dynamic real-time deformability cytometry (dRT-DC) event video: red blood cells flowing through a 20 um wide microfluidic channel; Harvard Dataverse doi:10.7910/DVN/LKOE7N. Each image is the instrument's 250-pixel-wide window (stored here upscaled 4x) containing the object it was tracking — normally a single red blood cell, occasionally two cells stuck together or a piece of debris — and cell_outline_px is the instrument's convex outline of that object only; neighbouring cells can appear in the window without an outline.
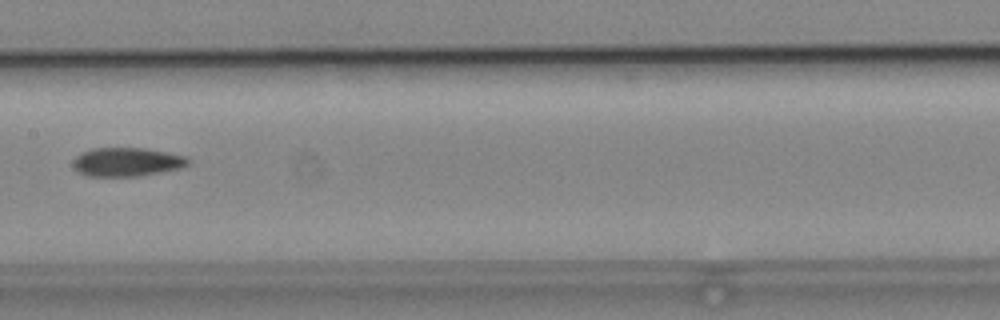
{"species": "common noctule bat (a hibernating species)", "species_latin": "Nyctalus noctula", "temperature_condition": "cold", "stored_images_in_passage": 8, "camera_frame_rate_fps": 3000, "um_per_image_px": 0.085, "animal": {"sex": "male", "body_mass_g": 19.2, "forearm_length_mm": 51.8}, "frame": {"image": 1, "passage_image": 7, "time_ms": 2.0, "image_size_px": [1000, 320], "cell_outline_px": [[192, 160], [188, 164], [180, 168], [160, 172], [136, 176], [88, 176], [80, 172], [72, 164], [72, 160], [80, 152], [92, 148], [144, 148], [168, 152], [188, 156]], "centroid_in_image_um": [10.8, 13.75], "position_along_channel_um": 196.6, "area_um2": 19.36}}
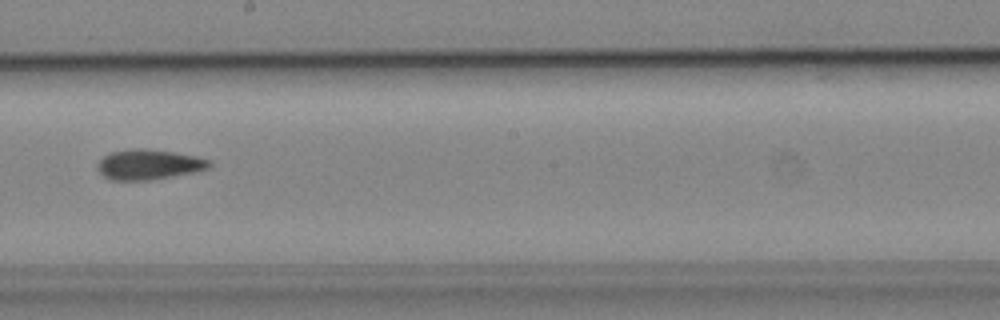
{"frame": {"image": 2, "passage_image": 8, "time_ms": 2.333, "image_size_px": [1000, 320], "cell_outline_px": [[212, 164], [208, 168], [192, 172], [172, 176], [148, 180], [112, 180], [104, 176], [96, 168], [96, 164], [104, 156], [112, 152], [128, 148], [144, 148], [172, 152], [196, 156], [212, 160]], "centroid_in_image_um": [12.63, 13.97], "position_along_channel_um": 235.6, "area_um2": 19.59}}